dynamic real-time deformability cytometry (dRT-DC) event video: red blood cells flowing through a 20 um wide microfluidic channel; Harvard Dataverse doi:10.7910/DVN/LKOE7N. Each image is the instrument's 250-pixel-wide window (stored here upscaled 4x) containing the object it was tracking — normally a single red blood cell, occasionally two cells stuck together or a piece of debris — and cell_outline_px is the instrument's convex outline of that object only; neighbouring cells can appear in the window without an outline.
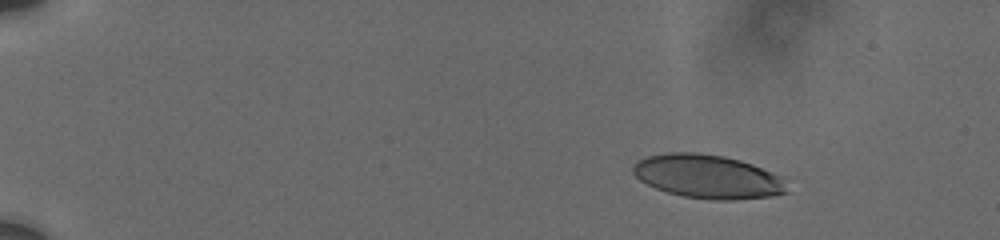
{"species": "human", "species_latin": "Homo sapiens", "temperature_condition": "cold", "stored_images_in_passage": 9, "camera_frame_rate_fps": 3000, "um_per_image_px": 0.085, "donor": {"sex": "male"}, "frame": {"image": 1, "passage_image": 3, "time_ms": 2.333, "image_size_px": [1000, 240], "cell_outline_px": [[788, 192], [772, 196], [736, 200], [712, 200], [684, 196], [668, 192], [656, 188], [640, 180], [632, 172], [632, 168], [636, 160], [648, 156], [668, 152], [696, 152], [724, 156], [740, 160], [752, 164], [772, 172], [780, 176]], "centroid_in_image_um": [60.14, 15.0], "position_along_channel_um": 24.9, "area_um2": 39.13}}
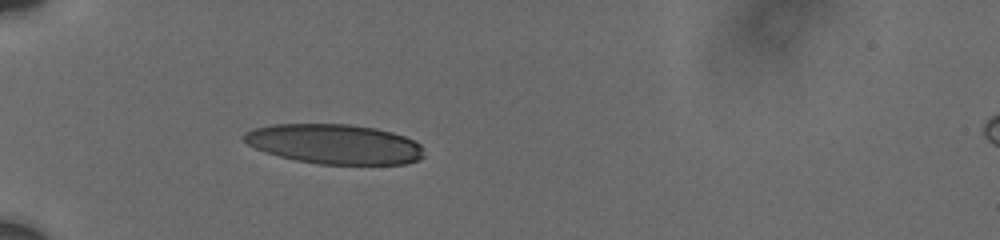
{"frame": {"image": 2, "passage_image": 7, "time_ms": 6.0, "image_size_px": [1000, 240], "cell_outline_px": [[424, 156], [416, 160], [404, 164], [320, 164], [296, 160], [280, 156], [256, 148], [248, 144], [240, 136], [244, 132], [252, 128], [272, 124], [348, 124], [376, 128], [392, 132], [404, 136], [420, 144]], "centroid_in_image_um": [28.4, 12.23], "position_along_channel_um": 56.6, "area_um2": 41.62}}
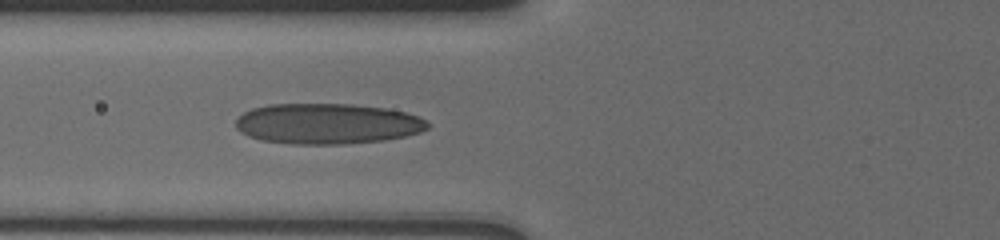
{"frame": {"image": 3, "passage_image": 9, "time_ms": 7.667, "image_size_px": [1000, 240], "cell_outline_px": [[428, 128], [420, 132], [404, 136], [384, 140], [344, 144], [292, 144], [260, 140], [248, 136], [240, 132], [236, 128], [236, 120], [244, 112], [252, 108], [268, 104], [352, 104], [384, 108], [404, 112], [416, 116], [424, 120], [428, 124]], "centroid_in_image_um": [27.77, 10.52], "position_along_channel_um": 98.0, "area_um2": 45.32}}